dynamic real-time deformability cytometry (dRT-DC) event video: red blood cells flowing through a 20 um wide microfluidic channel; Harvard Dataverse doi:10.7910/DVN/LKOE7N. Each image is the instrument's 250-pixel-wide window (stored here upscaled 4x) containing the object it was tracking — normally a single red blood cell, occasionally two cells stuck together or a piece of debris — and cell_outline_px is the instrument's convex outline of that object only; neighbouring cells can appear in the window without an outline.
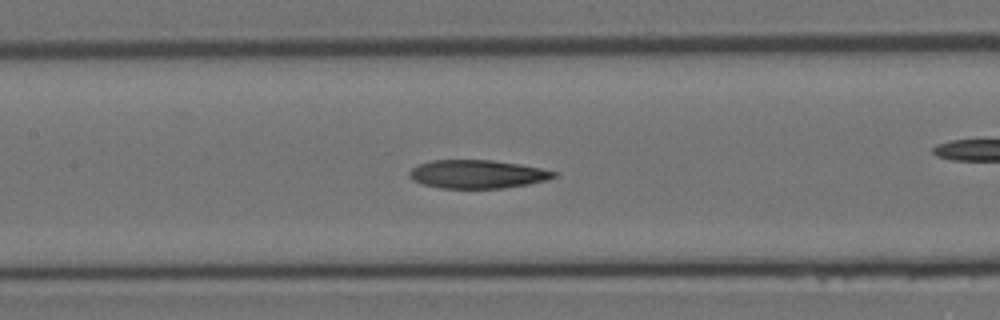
{"species": "Egyptian fruit bat (a non-hibernating species)", "species_latin": "Rousettus aegyptiacus", "temperature_condition": "room temperature", "stored_images_in_passage": 28, "camera_frame_rate_fps": 3000, "um_per_image_px": 0.085, "animal": {"sex": "female"}, "frame": {"image": 1, "passage_image": 13, "time_ms": 4.0, "image_size_px": [1000, 320], "cell_outline_px": [[556, 176], [548, 180], [528, 184], [500, 188], [440, 188], [424, 184], [412, 180], [408, 176], [408, 172], [412, 168], [420, 164], [432, 160], [492, 160], [540, 168], [556, 172]], "centroid_in_image_um": [40.54, 14.8], "position_along_channel_um": 166.9, "area_um2": 23.7}}
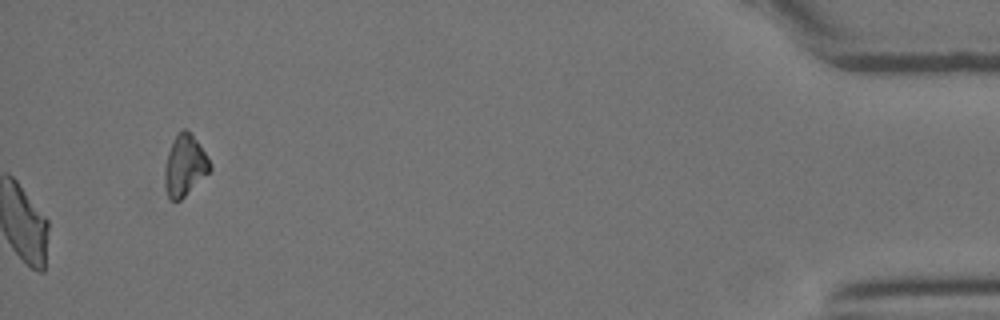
{"frame": {"image": 2, "passage_image": 28, "time_ms": 9.0, "image_size_px": [1000, 320], "cell_outline_px": [[212, 168], [180, 200], [172, 200], [168, 196], [164, 184], [164, 164], [172, 140], [180, 128], [184, 128], [192, 132], [212, 164]], "centroid_in_image_um": [15.68, 14.0], "position_along_channel_um": 419.5, "area_um2": 16.18}}